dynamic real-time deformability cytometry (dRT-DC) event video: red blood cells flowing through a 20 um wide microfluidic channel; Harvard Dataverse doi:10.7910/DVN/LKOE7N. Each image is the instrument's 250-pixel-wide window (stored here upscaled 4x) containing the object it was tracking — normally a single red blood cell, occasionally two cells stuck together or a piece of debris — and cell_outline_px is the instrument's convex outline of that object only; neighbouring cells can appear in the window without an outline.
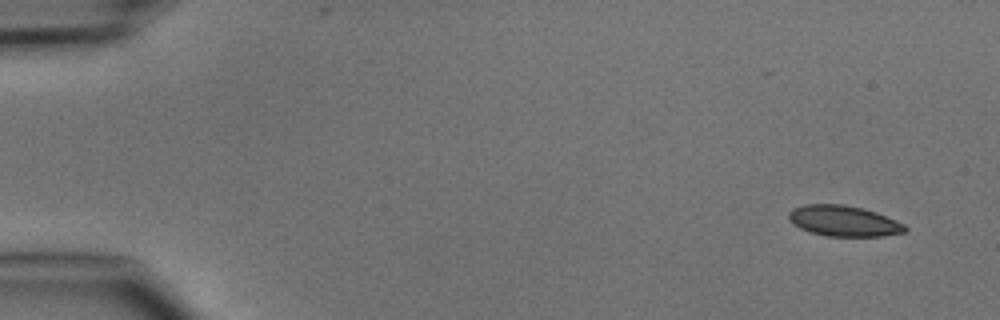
{"species": "common noctule bat (a hibernating species)", "species_latin": "Nyctalus noctula", "temperature_condition": "cold", "stored_images_in_passage": 4, "camera_frame_rate_fps": 3000, "um_per_image_px": 0.085, "animal": {"sex": "male", "body_mass_g": 15.6}, "frame": {"image": 1, "passage_image": 1, "time_ms": 0.0, "image_size_px": [1000, 320], "cell_outline_px": [[908, 228], [904, 232], [884, 236], [828, 236], [812, 232], [800, 228], [788, 220], [788, 212], [792, 208], [804, 204], [844, 204], [864, 208], [876, 212], [896, 220], [904, 224]], "centroid_in_image_um": [71.7, 18.77], "position_along_channel_um": 13.3, "area_um2": 20.92}}
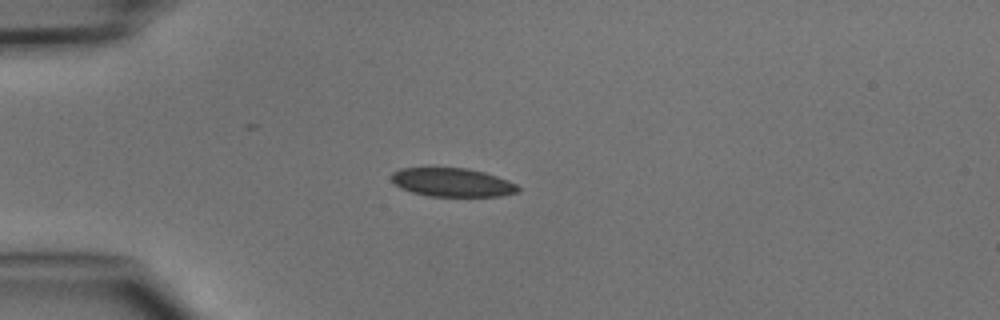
{"frame": {"image": 2, "passage_image": 4, "time_ms": 3.333, "image_size_px": [1000, 320], "cell_outline_px": [[520, 192], [500, 196], [428, 196], [412, 192], [400, 188], [392, 180], [392, 172], [400, 168], [468, 168], [484, 172], [508, 180], [516, 184], [520, 188]], "centroid_in_image_um": [38.46, 15.5], "position_along_channel_um": 46.5, "area_um2": 21.1}}